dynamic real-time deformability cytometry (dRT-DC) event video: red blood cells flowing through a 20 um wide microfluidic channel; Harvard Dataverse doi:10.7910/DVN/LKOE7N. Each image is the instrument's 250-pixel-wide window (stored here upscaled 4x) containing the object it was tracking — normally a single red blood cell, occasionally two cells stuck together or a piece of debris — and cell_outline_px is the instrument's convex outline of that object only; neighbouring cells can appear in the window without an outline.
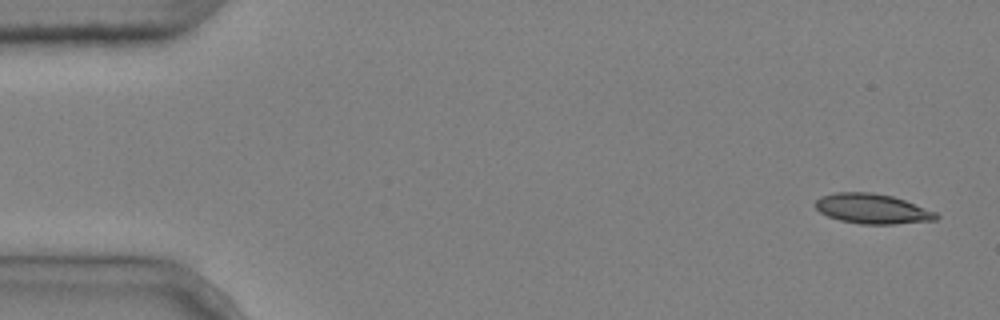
{"species": "common noctule bat (a hibernating species)", "species_latin": "Nyctalus noctula", "temperature_condition": "cold", "stored_images_in_passage": 8, "camera_frame_rate_fps": 3000, "um_per_image_px": 0.085, "animal": {"sex": "male", "body_mass_g": 20.4}, "frame": {"image": 1, "passage_image": 1, "time_ms": 0.0, "image_size_px": [1000, 320], "cell_outline_px": [[940, 216], [936, 220], [896, 224], [860, 224], [840, 220], [828, 216], [820, 212], [812, 204], [820, 196], [836, 192], [872, 192], [892, 196], [904, 200], [936, 212]], "centroid_in_image_um": [74.12, 17.74], "position_along_channel_um": 10.9, "area_um2": 21.15}}
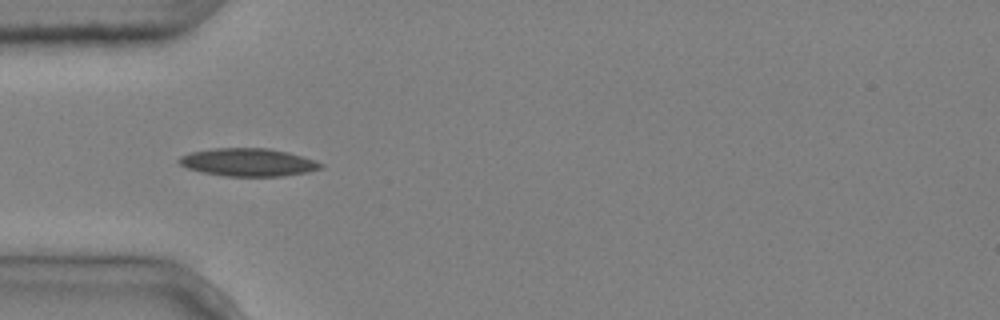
{"frame": {"image": 2, "passage_image": 4, "time_ms": 1.0, "image_size_px": [1000, 320], "cell_outline_px": [[324, 164], [320, 168], [308, 172], [280, 176], [224, 176], [204, 172], [188, 168], [180, 164], [176, 160], [180, 156], [192, 152], [212, 148], [268, 148], [288, 152], [316, 160]], "centroid_in_image_um": [21.1, 13.79], "position_along_channel_um": 63.9, "area_um2": 22.95}}
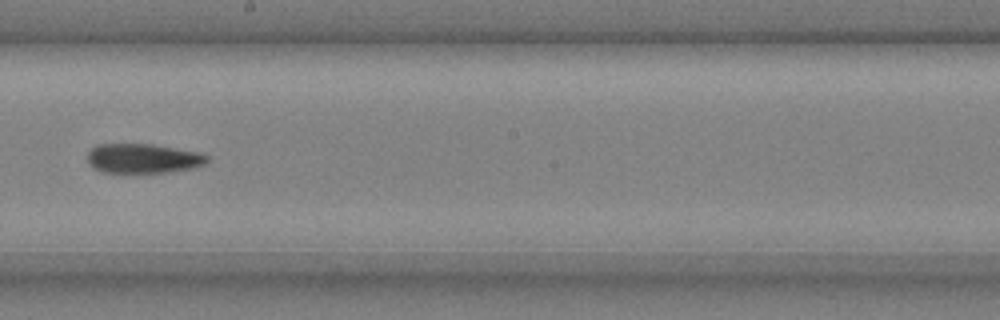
{"frame": {"image": 3, "passage_image": 8, "time_ms": 2.333, "image_size_px": [1000, 320], "cell_outline_px": [[208, 160], [204, 164], [192, 168], [168, 172], [100, 172], [92, 168], [88, 164], [88, 152], [96, 144], [152, 144], [200, 152], [208, 156]], "centroid_in_image_um": [12.13, 13.46], "position_along_channel_um": 236.1, "area_um2": 20.63}}